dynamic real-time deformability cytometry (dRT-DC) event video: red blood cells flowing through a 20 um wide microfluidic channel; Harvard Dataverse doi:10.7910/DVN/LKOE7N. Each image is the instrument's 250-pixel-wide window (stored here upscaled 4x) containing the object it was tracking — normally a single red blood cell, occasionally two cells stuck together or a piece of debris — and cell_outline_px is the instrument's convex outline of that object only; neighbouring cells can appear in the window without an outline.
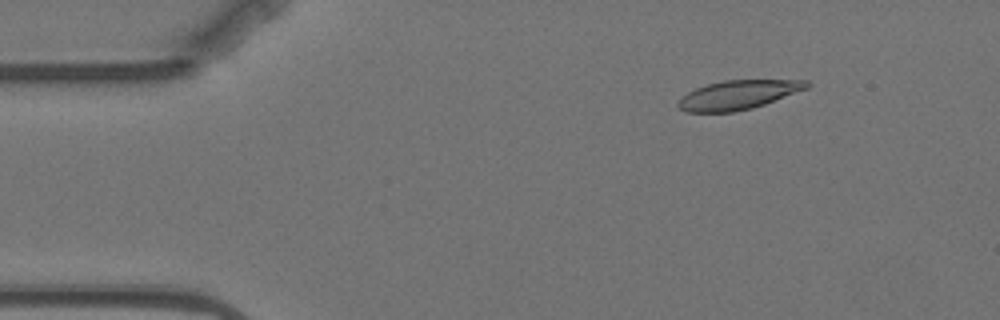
{"species": "Egyptian fruit bat (a non-hibernating species)", "species_latin": "Rousettus aegyptiacus", "temperature_condition": "warm", "stored_images_in_passage": 4, "camera_frame_rate_fps": 3000, "um_per_image_px": 0.085, "animal": {"sex": "female"}, "frame": {"image": 1, "passage_image": 2, "time_ms": 1.333, "image_size_px": [1000, 320], "cell_outline_px": [[812, 84], [808, 88], [764, 104], [752, 108], [732, 112], [684, 112], [676, 104], [680, 96], [696, 88], [708, 84], [724, 80], [808, 80]], "centroid_in_image_um": [62.72, 8.06], "position_along_channel_um": 22.3, "area_um2": 21.79}}